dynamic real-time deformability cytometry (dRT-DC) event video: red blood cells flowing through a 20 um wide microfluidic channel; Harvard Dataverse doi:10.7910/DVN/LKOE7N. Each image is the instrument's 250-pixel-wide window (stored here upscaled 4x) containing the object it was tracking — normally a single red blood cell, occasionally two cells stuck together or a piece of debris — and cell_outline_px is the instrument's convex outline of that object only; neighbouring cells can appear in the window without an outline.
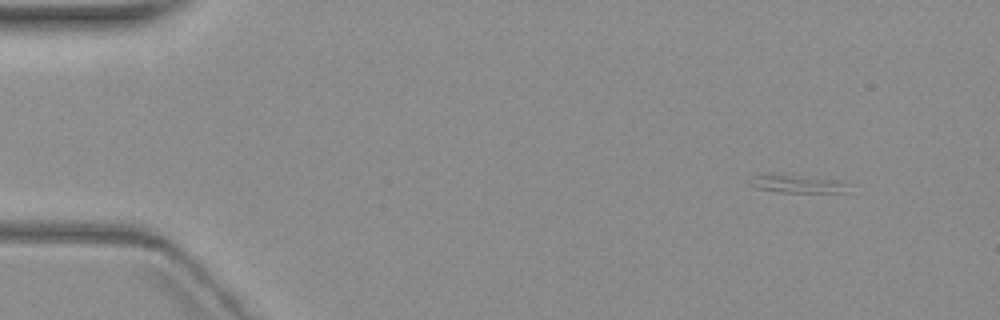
{"species": "common noctule bat (a hibernating species)", "species_latin": "Nyctalus noctula", "temperature_condition": "warm", "stored_images_in_passage": 5, "camera_frame_rate_fps": 3000, "um_per_image_px": 0.085, "animal": {"sex": "female", "body_mass_g": 19.3, "forearm_length_mm": 54.1}, "frame": {"image": 1, "passage_image": 1, "time_ms": 0.0, "image_size_px": [1000, 320], "cell_outline_px": [[852, 184], [848, 192], [780, 192], [756, 188], [748, 184], [756, 176], [772, 172], [844, 180]], "centroid_in_image_um": [67.89, 15.6], "position_along_channel_um": 17.1, "area_um2": 10.87}}